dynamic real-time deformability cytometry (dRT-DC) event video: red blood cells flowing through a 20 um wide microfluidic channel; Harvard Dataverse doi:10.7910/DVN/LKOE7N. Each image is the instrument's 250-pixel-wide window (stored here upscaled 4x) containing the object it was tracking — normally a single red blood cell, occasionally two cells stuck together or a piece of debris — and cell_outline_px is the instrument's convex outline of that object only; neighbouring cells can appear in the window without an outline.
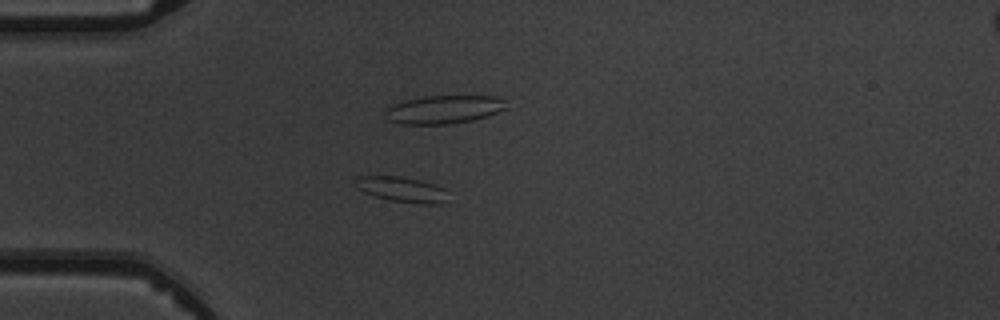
{"species": "common noctule bat (a hibernating species)", "species_latin": "Nyctalus noctula", "temperature_condition": "warm", "stored_images_in_passage": 5, "camera_frame_rate_fps": 3000, "um_per_image_px": 0.085, "animal": {"sex": "male", "body_mass_g": 19.5, "forearm_length_mm": 54.6}, "frame": {"image": 1, "passage_image": 4, "time_ms": 3.667, "image_size_px": [1000, 320], "cell_outline_px": [[444, 200], [440, 204], [416, 204], [392, 200], [376, 196], [364, 192], [356, 188], [360, 176], [400, 176], [420, 180], [444, 188]], "centroid_in_image_um": [34.16, 16.1], "position_along_channel_um": 50.8, "area_um2": 13.18}}